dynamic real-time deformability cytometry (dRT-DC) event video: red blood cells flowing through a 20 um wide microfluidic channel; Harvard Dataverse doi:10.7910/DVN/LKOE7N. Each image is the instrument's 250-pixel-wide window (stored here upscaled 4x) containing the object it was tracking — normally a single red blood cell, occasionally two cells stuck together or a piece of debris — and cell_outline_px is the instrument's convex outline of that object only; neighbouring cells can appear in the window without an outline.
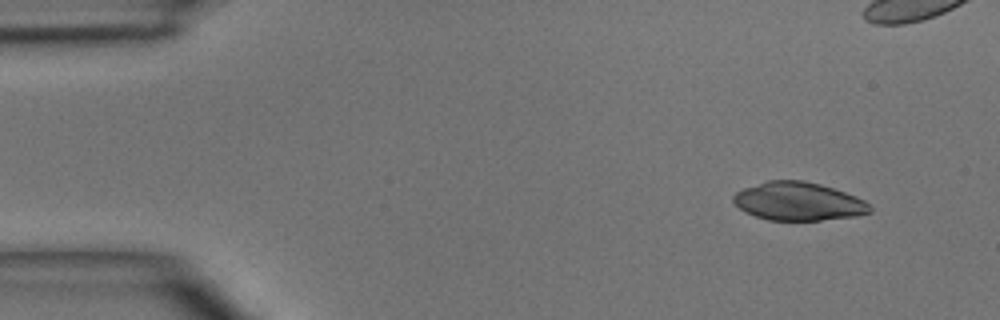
{"species": "common noctule bat (a hibernating species)", "species_latin": "Nyctalus noctula", "temperature_condition": "room temperature", "stored_images_in_passage": 6, "camera_frame_rate_fps": 3000, "um_per_image_px": 0.085, "animal": {"sex": "male", "body_mass_g": 15.6}, "frame": {"image": 1, "passage_image": 1, "time_ms": 0.0, "image_size_px": [1000, 320], "cell_outline_px": [[872, 212], [856, 216], [820, 220], [768, 220], [744, 212], [732, 200], [732, 196], [736, 192], [744, 188], [768, 180], [804, 180], [820, 184], [856, 196], [864, 200], [872, 208]], "centroid_in_image_um": [67.86, 17.12], "position_along_channel_um": 17.1, "area_um2": 30.4}}